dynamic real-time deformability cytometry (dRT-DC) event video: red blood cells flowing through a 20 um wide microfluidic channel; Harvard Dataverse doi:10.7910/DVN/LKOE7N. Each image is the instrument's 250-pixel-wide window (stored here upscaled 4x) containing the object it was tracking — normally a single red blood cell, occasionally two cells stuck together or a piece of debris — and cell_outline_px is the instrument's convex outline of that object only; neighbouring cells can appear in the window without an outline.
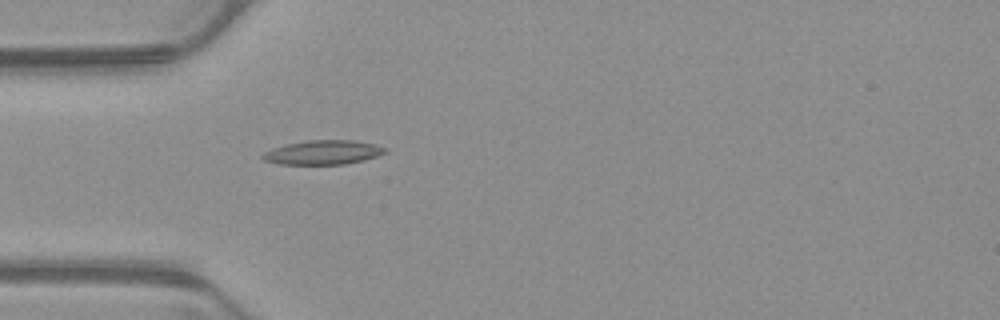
{"species": "common noctule bat (a hibernating species)", "species_latin": "Nyctalus noctula", "temperature_condition": "warm", "stored_images_in_passage": 38, "camera_frame_rate_fps": 3000, "um_per_image_px": 0.085, "animal": {"sex": "male", "body_mass_g": 23.1, "forearm_length_mm": 52.7}, "frame": {"image": 1, "passage_image": 1, "time_ms": 0.0, "image_size_px": [1000, 320], "cell_outline_px": [[388, 152], [364, 160], [344, 164], [280, 164], [264, 160], [260, 156], [264, 152], [272, 148], [284, 144], [308, 140], [356, 140], [388, 148]], "centroid_in_image_um": [27.45, 12.95], "position_along_channel_um": 57.5, "area_um2": 17.34}}
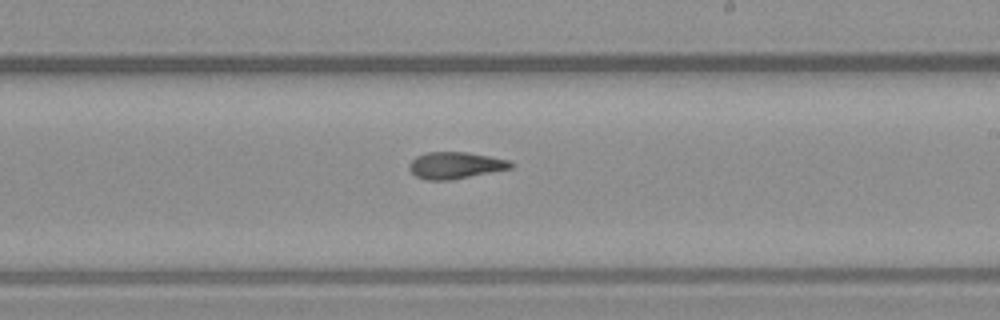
{"frame": {"image": 2, "passage_image": 16, "time_ms": 5.0, "image_size_px": [1000, 320], "cell_outline_px": [[516, 164], [512, 168], [452, 180], [424, 180], [416, 176], [408, 168], [408, 164], [416, 156], [428, 152], [468, 152], [512, 160]], "centroid_in_image_um": [38.74, 14.05], "position_along_channel_um": 250.3, "area_um2": 16.07}}
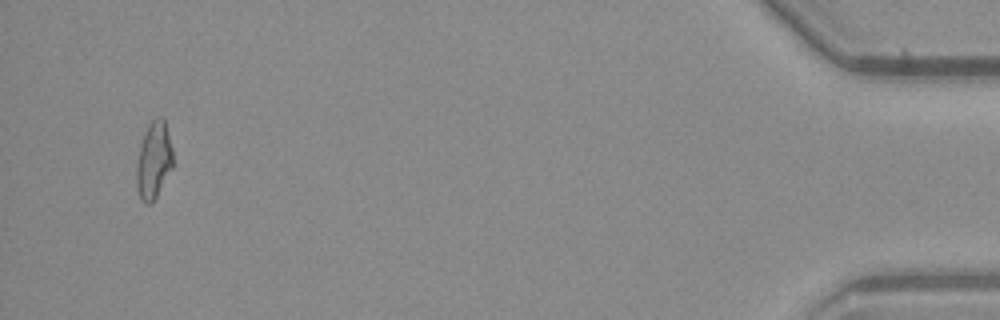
{"frame": {"image": 3, "passage_image": 36, "time_ms": 11.667, "image_size_px": [1000, 320], "cell_outline_px": [[172, 168], [152, 204], [144, 204], [140, 200], [136, 188], [136, 164], [140, 144], [148, 124], [156, 116], [160, 116], [164, 120], [172, 148]], "centroid_in_image_um": [13.04, 13.66], "position_along_channel_um": 422.2, "area_um2": 16.47}, "authors_computed_cell_mechanics": {"area_um2": 16.0684, "velocity_mm_per_s": 3.9066, "shape_relaxation_time_tau1_ms": null, "shape_relaxation_time_tau2_ms": 3.1573, "deformation_change_tau1": null, "deformation_change_tau2": 0.112}}